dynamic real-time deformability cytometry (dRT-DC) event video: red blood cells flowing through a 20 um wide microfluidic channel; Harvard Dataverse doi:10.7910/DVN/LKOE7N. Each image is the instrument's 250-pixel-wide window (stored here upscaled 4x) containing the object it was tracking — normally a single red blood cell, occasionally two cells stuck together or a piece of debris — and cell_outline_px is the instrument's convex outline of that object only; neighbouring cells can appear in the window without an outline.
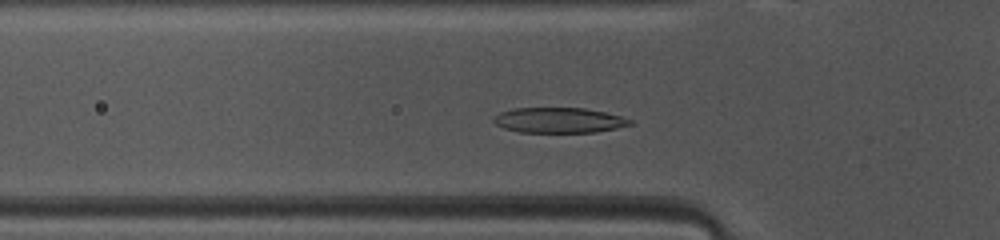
{"species": "common noctule bat (a hibernating species)", "species_latin": "Nyctalus noctula", "temperature_condition": "warm", "stored_images_in_passage": 37, "camera_frame_rate_fps": 3000, "um_per_image_px": 0.085, "animal": {"sex": "female", "body_mass_g": 10.0, "forearm_length_mm": 53.1}, "frame": {"image": 1, "passage_image": 4, "time_ms": 1.0, "image_size_px": [1000, 240], "cell_outline_px": [[636, 124], [596, 132], [520, 132], [504, 128], [496, 124], [492, 120], [500, 112], [516, 108], [584, 108], [604, 112], [620, 116], [632, 120]], "centroid_in_image_um": [47.54, 10.22], "position_along_channel_um": 78.3, "area_um2": 20.0}}
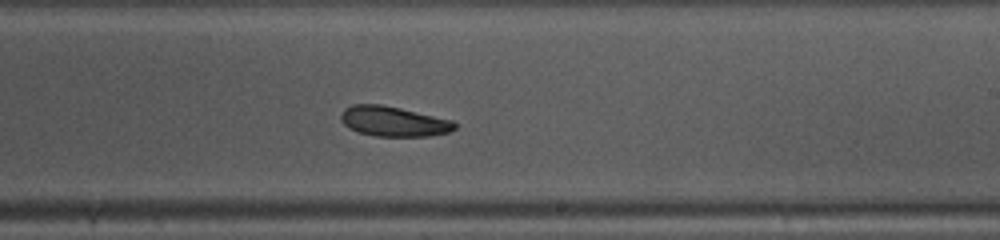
{"frame": {"image": 2, "passage_image": 17, "time_ms": 5.333, "image_size_px": [1000, 240], "cell_outline_px": [[456, 128], [448, 132], [432, 136], [376, 136], [356, 132], [348, 128], [340, 120], [340, 116], [344, 108], [352, 104], [380, 104], [400, 108], [452, 120], [456, 124]], "centroid_in_image_um": [33.41, 10.32], "position_along_channel_um": 255.6, "area_um2": 20.0}}
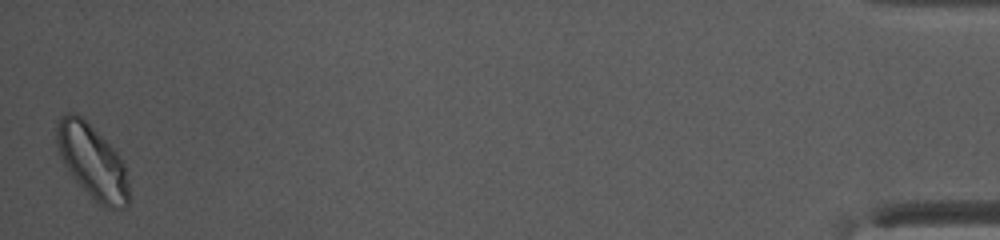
{"frame": {"image": 3, "passage_image": 37, "time_ms": 12.0, "image_size_px": [1000, 240], "cell_outline_px": [[128, 208], [104, 208], [72, 176], [64, 164], [60, 156], [56, 144], [56, 124], [60, 116], [68, 112], [76, 112], [120, 156], [124, 164], [128, 180]], "centroid_in_image_um": [7.83, 13.73], "position_along_channel_um": 427.4, "area_um2": 30.52}, "authors_computed_cell_mechanics": {"area_um2": 20.6346, "velocity_mm_per_s": 4.0773, "shape_relaxation_time_tau1_ms": 1.6474, "shape_relaxation_time_tau2_ms": 10.1691, "deformation_change_tau1": 0.0946, "deformation_change_tau2": 0.1899}}